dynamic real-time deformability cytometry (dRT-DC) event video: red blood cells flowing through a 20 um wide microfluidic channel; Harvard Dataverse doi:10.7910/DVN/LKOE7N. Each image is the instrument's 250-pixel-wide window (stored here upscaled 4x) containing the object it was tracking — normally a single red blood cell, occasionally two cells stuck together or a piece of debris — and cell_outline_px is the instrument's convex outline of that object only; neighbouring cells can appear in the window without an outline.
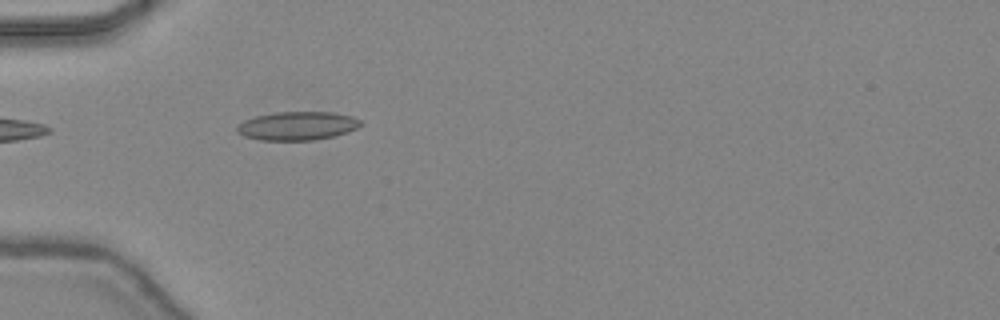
{"species": "common noctule bat (a hibernating species)", "species_latin": "Nyctalus noctula", "temperature_condition": "warm", "stored_images_in_passage": 33, "camera_frame_rate_fps": 3000, "um_per_image_px": 0.085, "animal": {"sex": "female", "body_mass_g": 24.6, "forearm_length_mm": 56.2}, "frame": {"image": 1, "passage_image": 1, "time_ms": 0.0, "image_size_px": [1000, 320], "cell_outline_px": [[364, 124], [348, 132], [316, 140], [260, 140], [244, 136], [236, 132], [236, 128], [244, 120], [256, 116], [276, 112], [332, 112], [352, 116], [360, 120]], "centroid_in_image_um": [25.28, 10.7], "position_along_channel_um": 59.7, "area_um2": 20.58}}
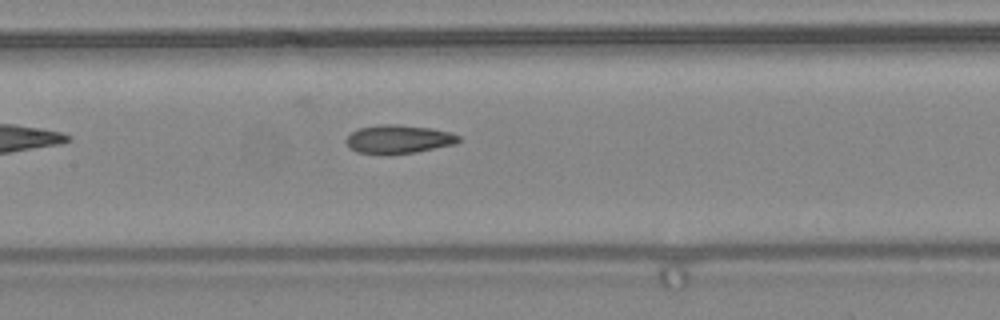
{"frame": {"image": 2, "passage_image": 9, "time_ms": 2.667, "image_size_px": [1000, 320], "cell_outline_px": [[460, 140], [456, 144], [416, 152], [388, 156], [356, 152], [348, 144], [348, 136], [352, 132], [360, 128], [384, 124], [396, 124], [432, 128], [448, 132], [460, 136]], "centroid_in_image_um": [33.91, 11.86], "position_along_channel_um": 173.5, "area_um2": 18.79}}
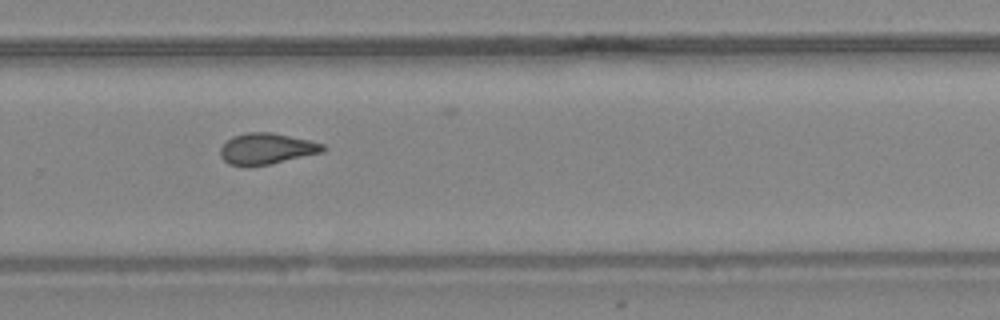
{"frame": {"image": 3, "passage_image": 18, "time_ms": 5.667, "image_size_px": [1000, 320], "cell_outline_px": [[328, 148], [324, 152], [272, 164], [244, 168], [228, 164], [220, 156], [220, 148], [232, 136], [248, 132], [272, 132], [308, 140], [324, 144]], "centroid_in_image_um": [22.66, 12.67], "position_along_channel_um": 307.1, "area_um2": 19.02}, "authors_computed_cell_mechanics": {"area_um2": 18.785, "velocity_mm_per_s": 4.4737, "shape_relaxation_time_tau1_ms": 6.8094, "shape_relaxation_time_tau2_ms": 2.5313, "deformation_change_tau1": 0.1963, "deformation_change_tau2": 0.1087}}